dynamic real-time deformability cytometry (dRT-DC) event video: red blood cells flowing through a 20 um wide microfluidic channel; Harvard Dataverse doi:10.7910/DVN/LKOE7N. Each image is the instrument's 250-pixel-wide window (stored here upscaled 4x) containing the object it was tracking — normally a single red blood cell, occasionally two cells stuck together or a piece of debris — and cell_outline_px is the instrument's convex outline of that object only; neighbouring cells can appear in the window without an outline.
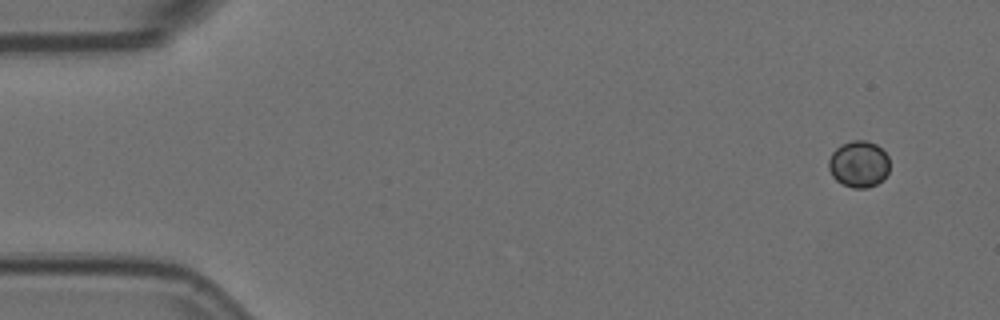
{"species": "Egyptian fruit bat (a non-hibernating species)", "species_latin": "Rousettus aegyptiacus", "temperature_condition": "room temperature", "stored_images_in_passage": 4, "camera_frame_rate_fps": 3000, "um_per_image_px": 0.085, "animal": {"sex": "female"}, "frame": {"image": 1, "passage_image": 1, "time_ms": 0.0, "image_size_px": [1000, 320], "cell_outline_px": [[888, 172], [876, 184], [868, 188], [852, 188], [836, 180], [832, 176], [828, 168], [828, 160], [832, 152], [840, 144], [852, 140], [868, 140], [876, 144], [888, 156]], "centroid_in_image_um": [72.96, 13.93], "position_along_channel_um": 12.0, "area_um2": 16.53}}